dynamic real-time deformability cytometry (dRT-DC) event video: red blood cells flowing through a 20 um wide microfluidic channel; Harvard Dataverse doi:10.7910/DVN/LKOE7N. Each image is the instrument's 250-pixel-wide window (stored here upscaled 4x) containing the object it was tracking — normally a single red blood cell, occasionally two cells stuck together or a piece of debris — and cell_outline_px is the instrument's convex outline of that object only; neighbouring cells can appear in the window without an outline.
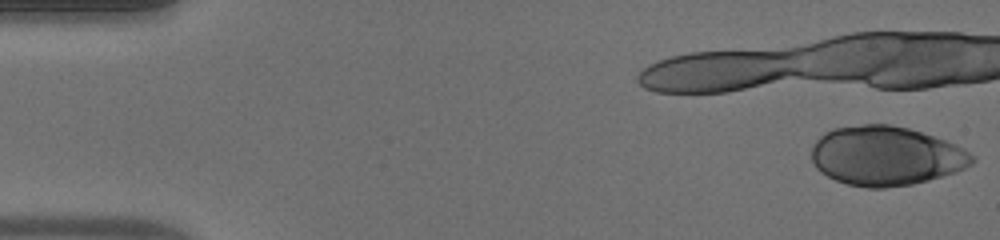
{"species": "human", "species_latin": "Homo sapiens", "temperature_condition": "warm", "stored_images_in_passage": 39, "camera_frame_rate_fps": 3000, "um_per_image_px": 0.085, "donor": {"sex": "male"}, "frame": {"image": 1, "passage_image": 1, "time_ms": 0.0, "image_size_px": [1000, 240], "cell_outline_px": [[976, 160], [972, 164], [956, 172], [928, 180], [912, 184], [884, 188], [868, 188], [848, 184], [836, 180], [820, 172], [816, 168], [812, 160], [812, 144], [824, 132], [832, 128], [864, 124], [888, 124], [908, 128], [956, 144], [964, 148], [976, 156]], "centroid_in_image_um": [75.3, 13.25], "position_along_channel_um": 9.7, "area_um2": 55.66}}
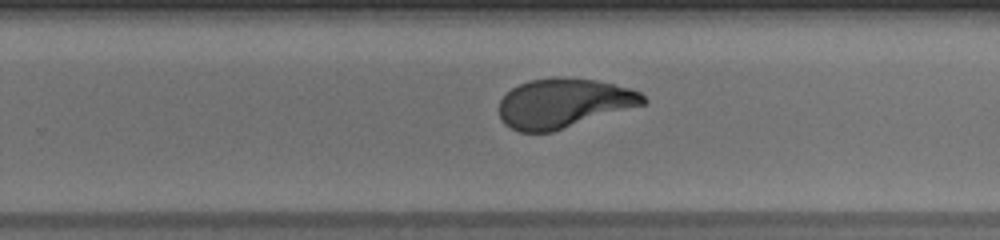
{"frame": {"image": 2, "passage_image": 26, "time_ms": 8.333, "image_size_px": [1000, 240], "cell_outline_px": [[648, 100], [644, 104], [552, 132], [520, 132], [504, 124], [500, 120], [500, 100], [512, 88], [528, 80], [552, 76], [556, 76], [596, 80], [628, 88], [640, 92]], "centroid_in_image_um": [47.88, 8.76], "position_along_channel_um": 281.9, "area_um2": 41.33}}
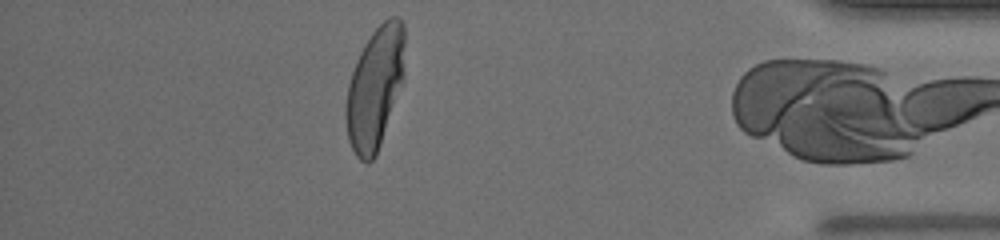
{"frame": {"image": 3, "passage_image": 38, "time_ms": 12.333, "image_size_px": [1000, 240], "cell_outline_px": [[404, 84], [376, 156], [368, 164], [360, 160], [356, 156], [348, 140], [344, 116], [344, 108], [348, 84], [356, 60], [364, 44], [372, 32], [388, 16], [400, 16], [404, 24]], "centroid_in_image_um": [31.88, 7.49], "position_along_channel_um": 403.3, "area_um2": 42.83}, "authors_computed_cell_mechanics": {"area_um2": 43.061, "velocity_mm_per_s": 4.1063, "shape_relaxation_time_tau1_ms": 5.9045, "shape_relaxation_time_tau2_ms": 0.7792, "deformation_change_tau1": 0.3021, "deformation_change_tau2": 0.0774}}